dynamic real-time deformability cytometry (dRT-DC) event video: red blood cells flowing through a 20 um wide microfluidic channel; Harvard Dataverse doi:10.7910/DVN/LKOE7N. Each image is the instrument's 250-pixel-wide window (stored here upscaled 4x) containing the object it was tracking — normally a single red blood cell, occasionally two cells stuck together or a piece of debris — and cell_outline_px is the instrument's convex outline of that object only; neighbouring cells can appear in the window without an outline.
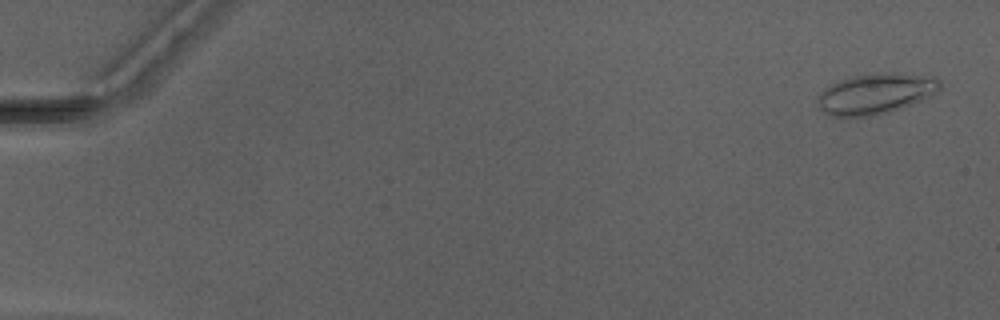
{"species": "Egyptian fruit bat (a non-hibernating species)", "species_latin": "Rousettus aegyptiacus", "temperature_condition": "warm", "stored_images_in_passage": 9, "camera_frame_rate_fps": 3000, "um_per_image_px": 0.085, "animal": {"sex": "male"}, "frame": {"image": 1, "passage_image": 2, "time_ms": 0.333, "image_size_px": [1000, 320], "cell_outline_px": [[940, 88], [932, 96], [900, 108], [888, 112], [868, 116], [832, 116], [816, 108], [816, 104], [820, 92], [824, 88], [840, 80], [852, 76], [888, 72], [892, 72], [936, 76], [940, 80]], "centroid_in_image_um": [74.43, 7.95], "position_along_channel_um": 10.6, "area_um2": 29.02}}